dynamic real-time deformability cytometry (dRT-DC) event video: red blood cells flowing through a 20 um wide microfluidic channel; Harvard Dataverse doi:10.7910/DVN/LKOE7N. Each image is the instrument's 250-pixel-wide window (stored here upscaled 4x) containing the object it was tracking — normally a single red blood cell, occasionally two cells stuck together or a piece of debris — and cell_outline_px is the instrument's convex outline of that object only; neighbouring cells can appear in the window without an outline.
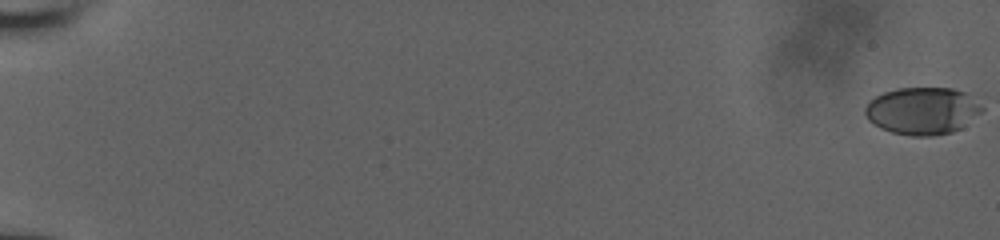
{"species": "human", "species_latin": "Homo sapiens", "temperature_condition": "room temperature", "stored_images_in_passage": 27, "camera_frame_rate_fps": 3000, "um_per_image_px": 0.085, "donor": {"sex": "male"}, "frame": {"image": 1, "passage_image": 1, "time_ms": 0.0, "image_size_px": [1000, 240], "cell_outline_px": [[984, 108], [980, 112], [960, 128], [952, 132], [932, 136], [912, 136], [892, 132], [880, 128], [872, 124], [868, 120], [864, 112], [864, 108], [876, 96], [884, 92], [896, 88], [952, 88], [964, 92], [984, 104]], "centroid_in_image_um": [78.4, 9.42], "position_along_channel_um": 6.6, "area_um2": 32.19}}
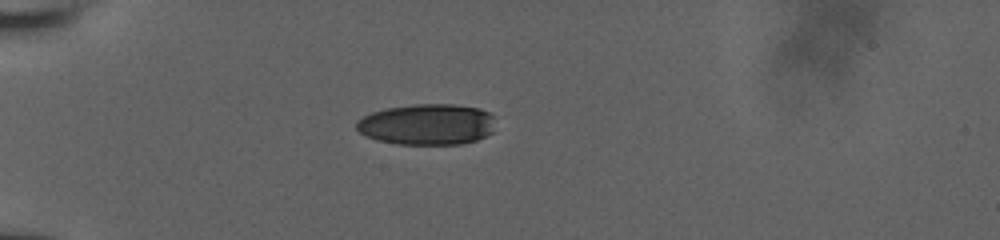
{"frame": {"image": 2, "passage_image": 22, "time_ms": 6.333, "image_size_px": [1000, 240], "cell_outline_px": [[492, 132], [476, 140], [460, 144], [396, 144], [376, 140], [360, 132], [356, 128], [356, 120], [372, 112], [388, 108], [416, 104], [452, 104], [480, 108], [488, 112], [492, 116]], "centroid_in_image_um": [36.28, 10.57], "position_along_channel_um": 48.7, "area_um2": 33.0}}